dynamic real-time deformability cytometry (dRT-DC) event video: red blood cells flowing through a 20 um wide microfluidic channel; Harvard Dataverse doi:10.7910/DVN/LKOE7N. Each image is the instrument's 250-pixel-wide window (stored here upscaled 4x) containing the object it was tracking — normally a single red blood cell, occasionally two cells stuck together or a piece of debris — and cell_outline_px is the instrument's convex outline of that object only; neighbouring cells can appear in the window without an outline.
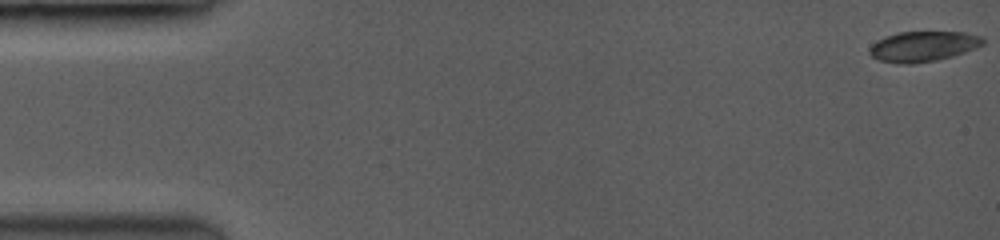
{"species": "common noctule bat (a hibernating species)", "species_latin": "Nyctalus noctula", "temperature_condition": "room temperature", "stored_images_in_passage": 15, "camera_frame_rate_fps": 3500, "um_per_image_px": 0.085, "animal": {"sex": "female", "body_mass_g": 19.0, "forearm_length_mm": 53.3}, "frame": {"image": 1, "passage_image": 1, "time_ms": 0.0, "image_size_px": [1000, 240], "cell_outline_px": [[984, 44], [936, 60], [912, 64], [908, 64], [880, 60], [872, 56], [868, 52], [872, 44], [888, 36], [900, 32], [960, 32], [980, 36], [984, 40]], "centroid_in_image_um": [78.43, 3.93], "position_along_channel_um": 6.6, "area_um2": 19.25}}
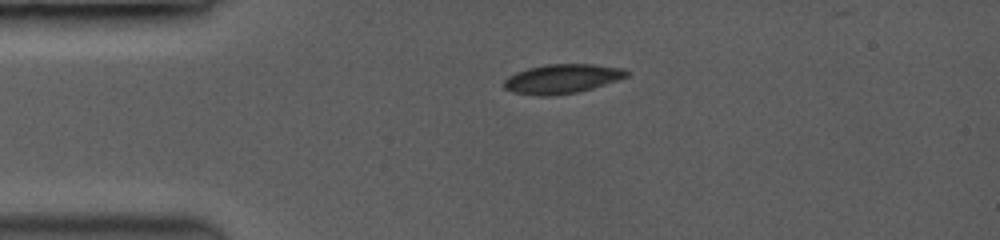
{"frame": {"image": 2, "passage_image": 11, "time_ms": 3.714, "image_size_px": [1000, 240], "cell_outline_px": [[628, 76], [616, 80], [576, 92], [548, 96], [540, 96], [512, 92], [504, 88], [504, 80], [508, 76], [516, 72], [548, 64], [588, 64], [624, 68], [628, 72]], "centroid_in_image_um": [47.74, 6.7], "position_along_channel_um": 37.3, "area_um2": 20.46}}
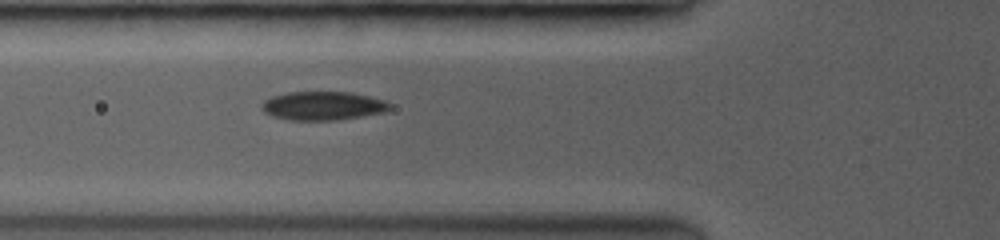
{"frame": {"image": 3, "passage_image": 15, "time_ms": 6.0, "image_size_px": [1000, 240], "cell_outline_px": [[388, 108], [384, 112], [336, 120], [292, 120], [272, 116], [264, 112], [260, 104], [276, 96], [288, 92], [348, 92], [368, 96], [384, 100], [388, 104]], "centroid_in_image_um": [27.42, 9.0], "position_along_channel_um": 98.4, "area_um2": 20.87}}